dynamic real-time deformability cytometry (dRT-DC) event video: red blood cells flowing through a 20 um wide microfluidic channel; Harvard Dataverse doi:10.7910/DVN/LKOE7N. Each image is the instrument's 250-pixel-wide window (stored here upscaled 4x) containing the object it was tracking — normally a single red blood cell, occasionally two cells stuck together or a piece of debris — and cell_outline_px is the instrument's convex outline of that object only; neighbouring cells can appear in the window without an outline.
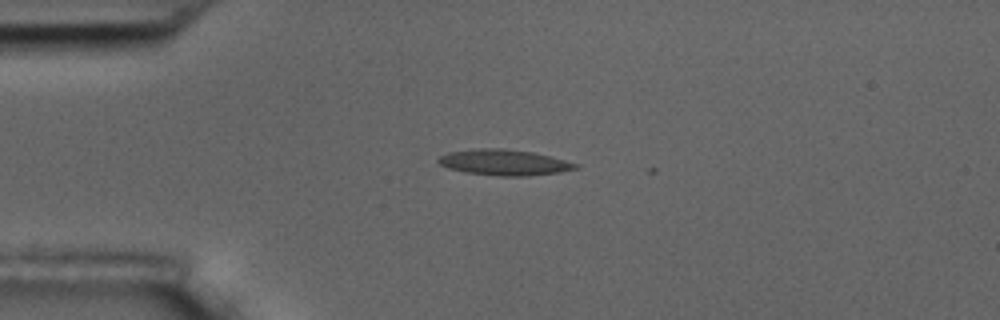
{"species": "common noctule bat (a hibernating species)", "species_latin": "Nyctalus noctula", "temperature_condition": "room temperature", "stored_images_in_passage": 2, "camera_frame_rate_fps": 3000, "um_per_image_px": 0.085, "animal": {"sex": "male", "body_mass_g": 17.5, "forearm_length_mm": 52.3}, "frame": {"image": 1, "passage_image": 1, "time_ms": 0.0, "image_size_px": [1000, 320], "cell_outline_px": [[580, 168], [560, 172], [528, 176], [500, 176], [464, 172], [448, 168], [440, 164], [436, 160], [440, 156], [448, 152], [480, 148], [504, 148], [532, 152], [580, 164]], "centroid_in_image_um": [42.86, 13.81], "position_along_channel_um": 42.1, "area_um2": 20.63}}